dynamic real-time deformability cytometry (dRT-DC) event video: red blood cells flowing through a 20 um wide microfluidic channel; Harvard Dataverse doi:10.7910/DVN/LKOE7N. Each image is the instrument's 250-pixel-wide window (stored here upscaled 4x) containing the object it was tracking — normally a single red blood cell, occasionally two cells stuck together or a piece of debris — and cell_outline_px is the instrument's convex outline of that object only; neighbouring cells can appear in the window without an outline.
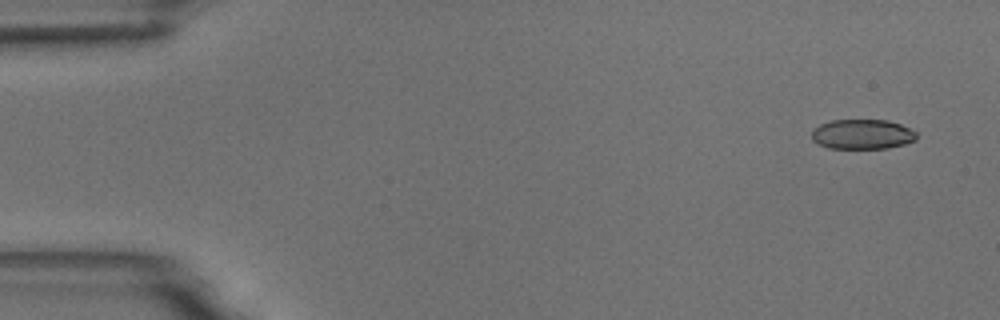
{"species": "common noctule bat (a hibernating species)", "species_latin": "Nyctalus noctula", "temperature_condition": "room temperature", "stored_images_in_passage": 9, "camera_frame_rate_fps": 3000, "um_per_image_px": 0.085, "animal": {"sex": "male", "body_mass_g": 18.8}, "frame": {"image": 1, "passage_image": 1, "time_ms": 0.0, "image_size_px": [1000, 320], "cell_outline_px": [[916, 140], [904, 144], [888, 148], [828, 148], [816, 144], [812, 140], [812, 128], [820, 124], [832, 120], [888, 120], [900, 124], [916, 132]], "centroid_in_image_um": [73.26, 11.41], "position_along_channel_um": 11.7, "area_um2": 18.32}}
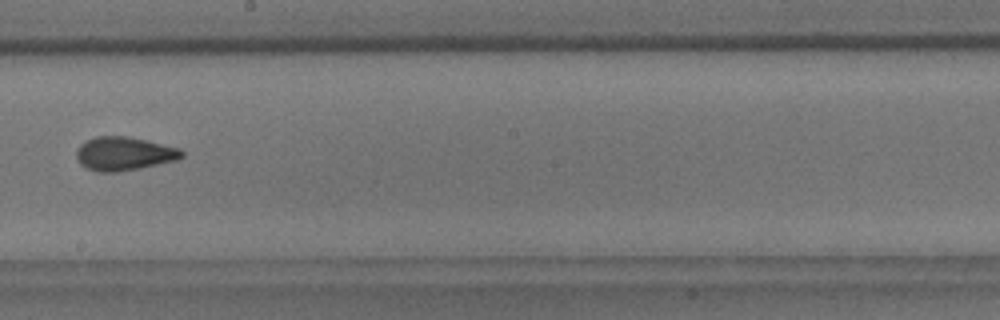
{"frame": {"image": 2, "passage_image": 9, "time_ms": 9.333, "image_size_px": [1000, 320], "cell_outline_px": [[184, 156], [176, 160], [140, 168], [116, 172], [96, 172], [80, 164], [76, 156], [76, 148], [80, 144], [96, 136], [128, 136], [180, 148], [184, 152]], "centroid_in_image_um": [10.53, 13.06], "position_along_channel_um": 237.7, "area_um2": 20.63}}